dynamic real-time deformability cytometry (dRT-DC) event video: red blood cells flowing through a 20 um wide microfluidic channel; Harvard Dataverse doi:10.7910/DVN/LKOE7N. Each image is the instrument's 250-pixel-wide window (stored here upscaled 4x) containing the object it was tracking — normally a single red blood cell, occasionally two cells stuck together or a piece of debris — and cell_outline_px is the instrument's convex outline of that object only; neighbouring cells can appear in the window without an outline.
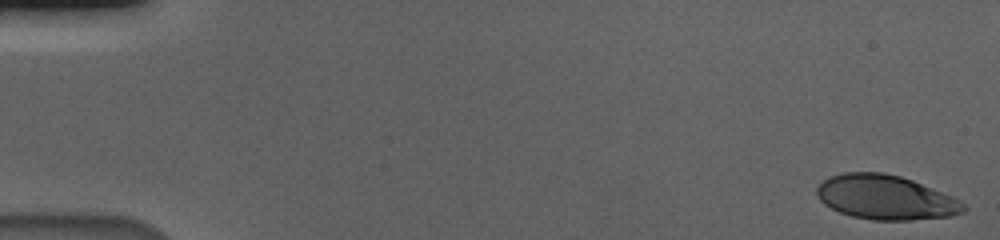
{"species": "human", "species_latin": "Homo sapiens", "temperature_condition": "cold", "stored_images_in_passage": 58, "camera_frame_rate_fps": 3000, "um_per_image_px": 0.085, "donor": {"sex": "male"}, "frame": {"image": 1, "passage_image": 1, "time_ms": 0.0, "image_size_px": [1000, 240], "cell_outline_px": [[968, 208], [964, 212], [952, 216], [912, 220], [872, 220], [852, 216], [840, 212], [824, 204], [820, 200], [816, 192], [816, 188], [824, 180], [832, 176], [844, 172], [884, 172], [900, 176], [912, 180], [952, 196], [960, 200]], "centroid_in_image_um": [75.3, 16.78], "position_along_channel_um": 9.7, "area_um2": 37.97}}
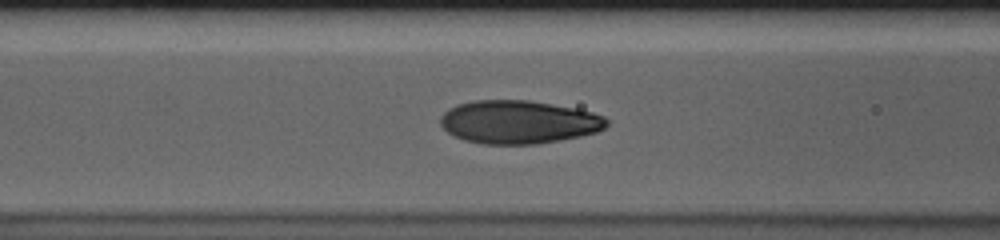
{"frame": {"image": 2, "passage_image": 24, "time_ms": 7.667, "image_size_px": [1000, 240], "cell_outline_px": [[608, 124], [604, 128], [596, 132], [580, 136], [536, 144], [484, 144], [464, 140], [448, 132], [440, 124], [440, 116], [448, 108], [456, 104], [472, 100], [528, 100], [576, 108], [592, 112], [604, 116], [608, 120]], "centroid_in_image_um": [44.06, 10.36], "position_along_channel_um": 122.5, "area_um2": 41.96}}
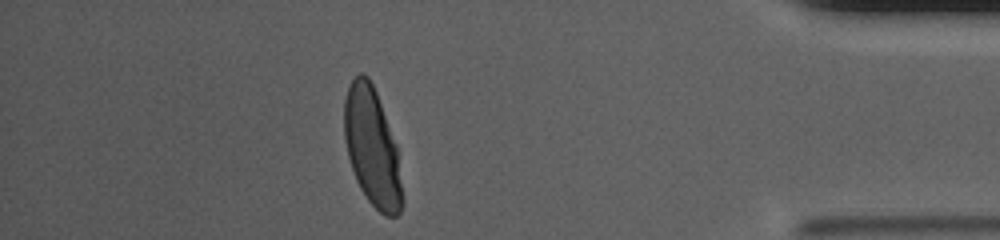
{"frame": {"image": 3, "passage_image": 51, "time_ms": 16.667, "image_size_px": [1000, 240], "cell_outline_px": [[404, 200], [400, 212], [396, 216], [384, 216], [368, 200], [360, 188], [356, 180], [348, 156], [344, 136], [344, 100], [348, 84], [360, 72], [364, 72], [368, 76], [376, 92], [396, 144]], "centroid_in_image_um": [31.62, 12.52], "position_along_channel_um": 403.6, "area_um2": 39.88}, "authors_computed_cell_mechanics": {"area_um2": 40.6045, "velocity_mm_per_s": 3.5663, "shape_relaxation_time_tau1_ms": 4.1392, "shape_relaxation_time_tau2_ms": null, "deformation_change_tau1": 0.1911, "deformation_change_tau2": null}}